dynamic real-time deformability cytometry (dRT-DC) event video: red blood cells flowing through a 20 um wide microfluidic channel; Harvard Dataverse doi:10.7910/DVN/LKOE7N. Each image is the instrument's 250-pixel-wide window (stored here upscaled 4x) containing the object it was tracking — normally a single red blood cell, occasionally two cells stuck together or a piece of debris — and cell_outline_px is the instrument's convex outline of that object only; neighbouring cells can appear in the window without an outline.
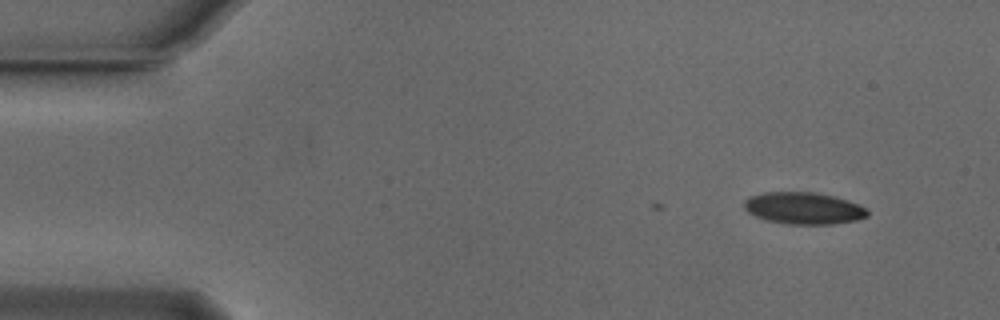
{"species": "Egyptian fruit bat (a non-hibernating species)", "species_latin": "Rousettus aegyptiacus", "temperature_condition": "cold", "stored_images_in_passage": 3, "camera_frame_rate_fps": 3000, "um_per_image_px": 0.085, "animal": {"sex": "male"}, "frame": {"image": 1, "passage_image": 3, "time_ms": 0.667, "image_size_px": [1000, 320], "cell_outline_px": [[868, 216], [856, 220], [832, 224], [788, 224], [768, 220], [756, 216], [748, 212], [744, 208], [744, 200], [748, 196], [764, 192], [812, 192], [836, 196], [860, 204], [868, 208]], "centroid_in_image_um": [68.33, 17.69], "position_along_channel_um": 16.7, "area_um2": 23.06}}